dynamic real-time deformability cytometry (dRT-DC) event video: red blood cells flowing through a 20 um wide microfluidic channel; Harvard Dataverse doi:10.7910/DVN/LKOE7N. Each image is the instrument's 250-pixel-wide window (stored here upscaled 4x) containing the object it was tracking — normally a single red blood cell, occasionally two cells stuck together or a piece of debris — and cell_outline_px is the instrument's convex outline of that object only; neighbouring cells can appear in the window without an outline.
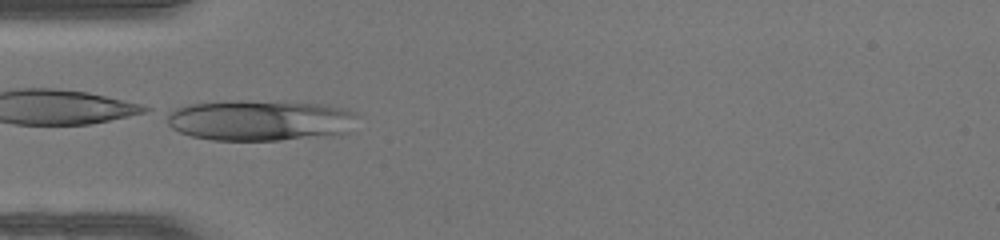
{"species": "human", "species_latin": "Homo sapiens", "temperature_condition": "warm", "stored_images_in_passage": 45, "camera_frame_rate_fps": 3000, "um_per_image_px": 0.085, "donor": {"sex": "female"}, "frame": {"image": 1, "passage_image": 14, "time_ms": 4.333, "image_size_px": [1000, 240], "cell_outline_px": [[356, 116], [344, 132], [324, 136], [280, 140], [212, 140], [192, 136], [180, 132], [172, 128], [168, 124], [168, 112], [176, 108], [188, 104], [236, 100], [328, 104], [344, 108], [356, 112]], "centroid_in_image_um": [22.06, 10.22], "position_along_channel_um": 62.9, "area_um2": 44.97}}
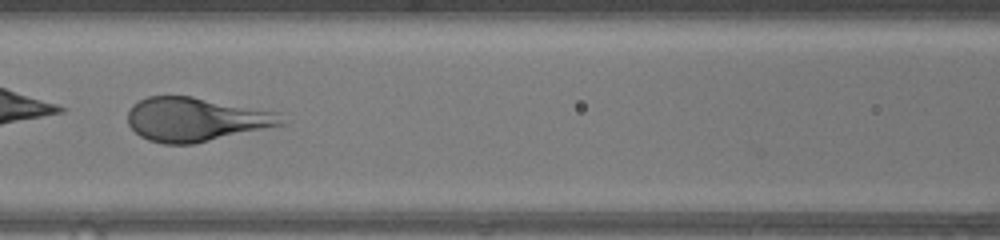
{"frame": {"image": 2, "passage_image": 20, "time_ms": 6.333, "image_size_px": [1000, 240], "cell_outline_px": [[288, 124], [192, 144], [164, 144], [148, 140], [140, 136], [128, 124], [128, 112], [132, 104], [148, 96], [192, 96], [280, 112]], "centroid_in_image_um": [16.69, 10.14], "position_along_channel_um": 149.9, "area_um2": 39.59}}
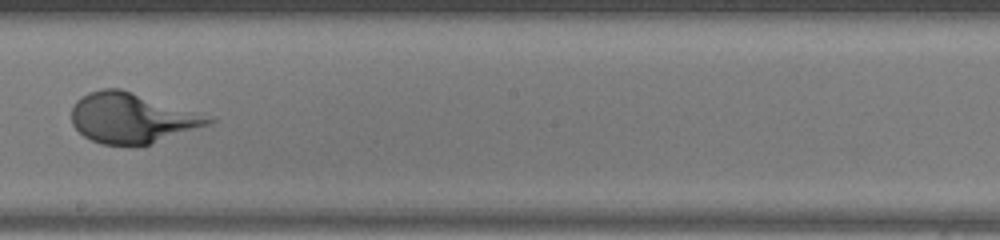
{"frame": {"image": 3, "passage_image": 26, "time_ms": 8.333, "image_size_px": [1000, 240], "cell_outline_px": [[216, 120], [212, 124], [148, 144], [100, 144], [84, 136], [72, 124], [72, 108], [76, 100], [88, 92], [100, 88], [120, 88]], "centroid_in_image_um": [11.12, 10.03], "position_along_channel_um": 237.1, "area_um2": 38.9}}